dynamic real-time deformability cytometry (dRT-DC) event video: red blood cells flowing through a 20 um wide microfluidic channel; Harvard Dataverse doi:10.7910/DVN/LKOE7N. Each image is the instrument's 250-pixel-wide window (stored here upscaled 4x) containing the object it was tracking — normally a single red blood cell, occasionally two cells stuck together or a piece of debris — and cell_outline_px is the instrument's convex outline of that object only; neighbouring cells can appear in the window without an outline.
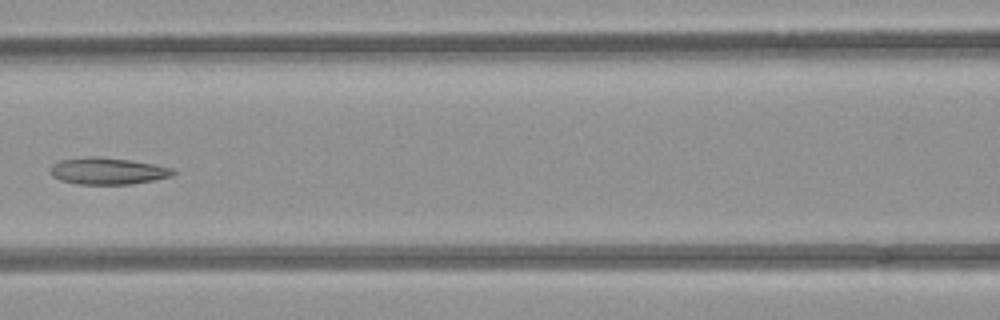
{"species": "common noctule bat (a hibernating species)", "species_latin": "Nyctalus noctula", "temperature_condition": "room temperature", "stored_images_in_passage": 6, "camera_frame_rate_fps": 3000, "um_per_image_px": 0.085, "animal": {"sex": "female", "body_mass_g": 21.9}, "frame": {"image": 1, "passage_image": 5, "time_ms": 4.667, "image_size_px": [1000, 320], "cell_outline_px": [[176, 172], [172, 176], [156, 180], [132, 184], [76, 184], [60, 180], [52, 176], [48, 172], [48, 168], [52, 164], [60, 160], [88, 156], [100, 156], [128, 160], [152, 164], [172, 168]], "centroid_in_image_um": [9.1, 14.54], "position_along_channel_um": 157.5, "area_um2": 19.36}}
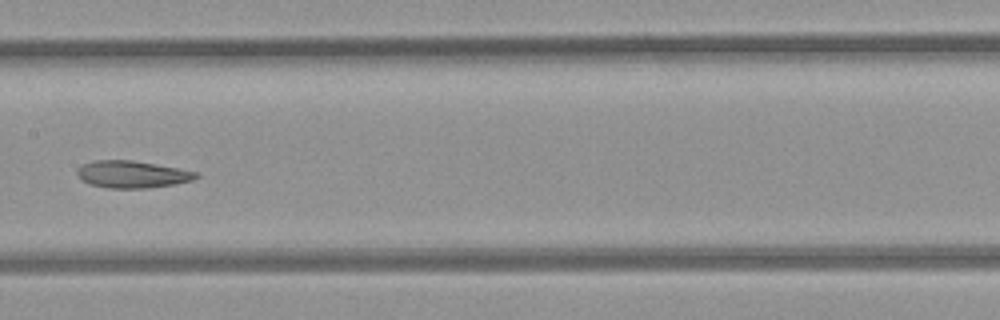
{"frame": {"image": 2, "passage_image": 6, "time_ms": 5.667, "image_size_px": [1000, 320], "cell_outline_px": [[200, 176], [192, 180], [176, 184], [148, 188], [108, 188], [88, 184], [80, 180], [76, 172], [76, 168], [80, 164], [92, 160], [132, 160], [156, 164], [200, 172]], "centroid_in_image_um": [11.2, 14.81], "position_along_channel_um": 196.2, "area_um2": 19.19}}